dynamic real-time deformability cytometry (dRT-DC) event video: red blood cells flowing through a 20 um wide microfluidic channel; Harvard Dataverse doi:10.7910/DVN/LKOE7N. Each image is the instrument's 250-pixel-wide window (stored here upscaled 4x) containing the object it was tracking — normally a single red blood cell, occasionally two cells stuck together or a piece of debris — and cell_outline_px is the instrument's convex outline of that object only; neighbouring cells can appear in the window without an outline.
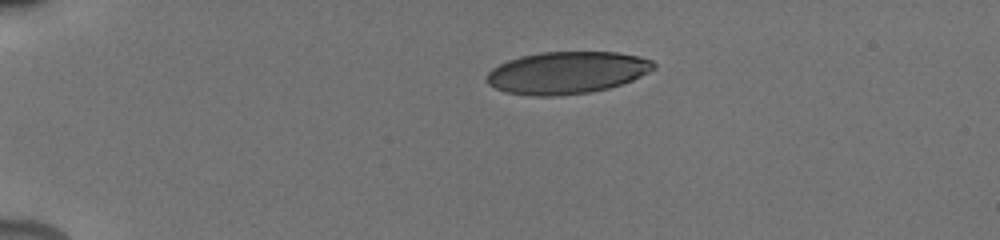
{"species": "human", "species_latin": "Homo sapiens", "temperature_condition": "cold", "stored_images_in_passage": 3, "camera_frame_rate_fps": 3000, "um_per_image_px": 0.085, "donor": {"sex": "male"}, "frame": {"image": 1, "passage_image": 1, "time_ms": 0.0, "image_size_px": [1000, 240], "cell_outline_px": [[656, 68], [632, 80], [608, 88], [592, 92], [560, 96], [532, 96], [504, 92], [488, 84], [484, 80], [484, 76], [492, 68], [508, 60], [520, 56], [540, 52], [616, 52], [640, 56], [652, 60], [656, 64]], "centroid_in_image_um": [48.16, 6.18], "position_along_channel_um": 36.8, "area_um2": 41.38}}